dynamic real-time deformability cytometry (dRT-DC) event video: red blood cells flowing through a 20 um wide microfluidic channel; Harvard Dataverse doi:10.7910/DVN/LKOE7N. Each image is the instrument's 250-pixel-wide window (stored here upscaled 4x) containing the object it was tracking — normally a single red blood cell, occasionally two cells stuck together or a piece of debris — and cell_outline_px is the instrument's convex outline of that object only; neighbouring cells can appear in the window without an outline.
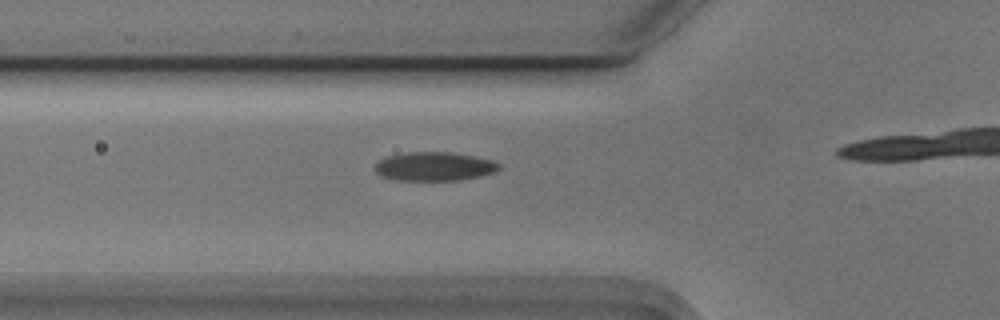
{"species": "Egyptian fruit bat (a non-hibernating species)", "species_latin": "Rousettus aegyptiacus", "temperature_condition": "cold", "stored_images_in_passage": 19, "camera_frame_rate_fps": 3000, "um_per_image_px": 0.085, "animal": {"sex": "male"}, "frame": {"image": 1, "passage_image": 14, "time_ms": 4.333, "image_size_px": [1000, 320], "cell_outline_px": [[500, 168], [496, 172], [480, 176], [460, 180], [400, 180], [384, 176], [376, 172], [376, 164], [380, 160], [388, 156], [408, 152], [452, 152], [476, 156], [492, 160], [500, 164]], "centroid_in_image_um": [36.99, 14.14], "position_along_channel_um": 88.8, "area_um2": 20.69}}